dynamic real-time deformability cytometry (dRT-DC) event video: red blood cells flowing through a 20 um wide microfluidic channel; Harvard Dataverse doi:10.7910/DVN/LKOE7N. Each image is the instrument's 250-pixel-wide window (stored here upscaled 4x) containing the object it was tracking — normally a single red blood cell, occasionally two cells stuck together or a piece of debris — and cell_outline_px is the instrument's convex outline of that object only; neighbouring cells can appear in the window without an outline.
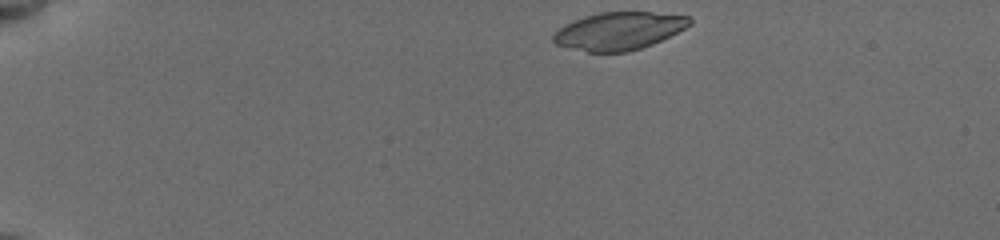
{"species": "common noctule bat (a hibernating species)", "species_latin": "Nyctalus noctula", "temperature_condition": "cold", "stored_images_in_passage": 39, "camera_frame_rate_fps": 3000, "um_per_image_px": 0.085, "animal": {"sex": "female", "body_mass_g": 19.5, "forearm_length_mm": 54.1}, "frame": {"image": 1, "passage_image": 1, "time_ms": 0.0, "image_size_px": [1000, 240], "cell_outline_px": [[692, 24], [652, 44], [628, 52], [588, 52], [556, 44], [552, 40], [552, 36], [560, 28], [584, 16], [600, 12], [652, 12], [688, 16], [692, 20]], "centroid_in_image_um": [52.61, 2.63], "position_along_channel_um": 32.4, "area_um2": 29.54}}
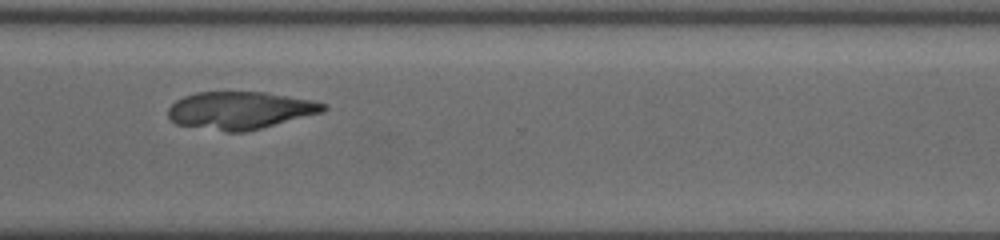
{"frame": {"image": 2, "passage_image": 31, "time_ms": 10.667, "image_size_px": [1000, 240], "cell_outline_px": [[328, 108], [324, 112], [244, 132], [224, 132], [176, 124], [168, 116], [168, 108], [176, 100], [184, 96], [196, 92], [268, 92], [312, 100], [328, 104]], "centroid_in_image_um": [20.42, 9.37], "position_along_channel_um": 350.2, "area_um2": 34.1}}
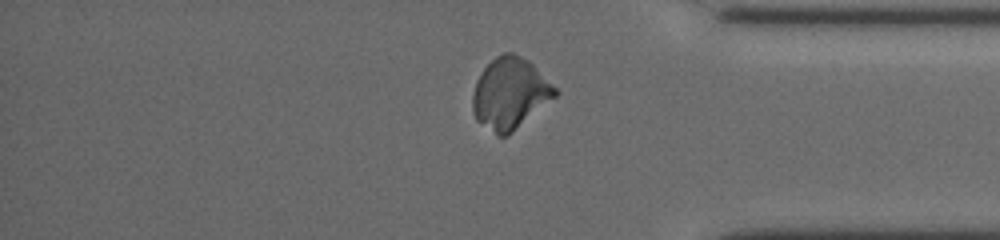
{"frame": {"image": 3, "passage_image": 35, "time_ms": 12.0, "image_size_px": [1000, 240], "cell_outline_px": [[560, 92], [556, 96], [508, 136], [496, 136], [476, 120], [472, 108], [472, 96], [476, 80], [484, 68], [496, 56], [504, 52], [512, 52], [528, 60]], "centroid_in_image_um": [43.33, 7.96], "position_along_channel_um": 391.9, "area_um2": 34.16}}